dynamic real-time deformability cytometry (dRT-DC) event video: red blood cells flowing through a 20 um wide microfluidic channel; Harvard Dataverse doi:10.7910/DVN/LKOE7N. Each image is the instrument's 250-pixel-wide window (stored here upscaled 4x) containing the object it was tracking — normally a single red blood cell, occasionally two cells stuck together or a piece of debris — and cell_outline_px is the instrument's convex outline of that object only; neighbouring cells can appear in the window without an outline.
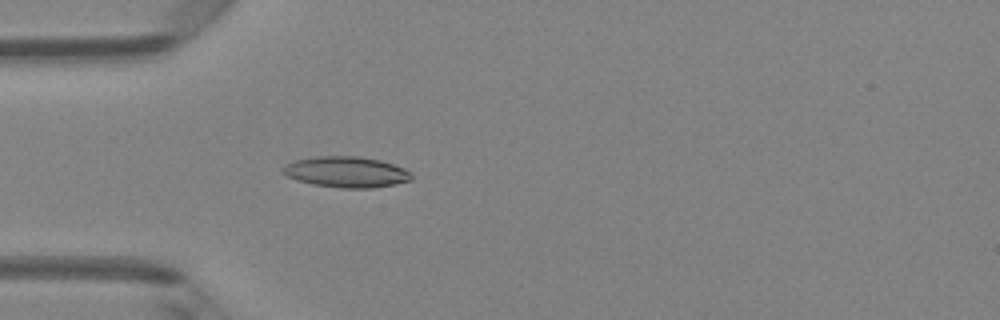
{"species": "Egyptian fruit bat (a non-hibernating species)", "species_latin": "Rousettus aegyptiacus", "temperature_condition": "room temperature", "stored_images_in_passage": 33, "camera_frame_rate_fps": 3000, "um_per_image_px": 0.085, "animal": {"sex": "female"}, "frame": {"image": 1, "passage_image": 2, "time_ms": 0.333, "image_size_px": [1000, 320], "cell_outline_px": [[412, 180], [396, 184], [372, 188], [340, 188], [312, 184], [296, 180], [288, 176], [284, 172], [284, 164], [296, 160], [316, 156], [360, 156], [380, 160], [404, 168], [412, 172]], "centroid_in_image_um": [29.47, 14.62], "position_along_channel_um": 55.5, "area_um2": 23.18}}
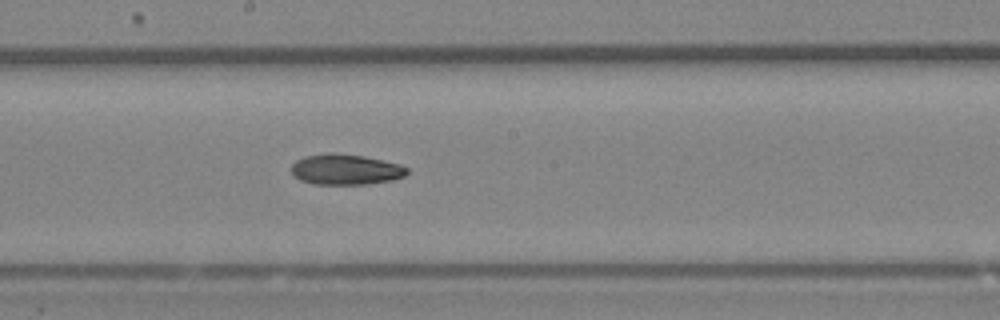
{"frame": {"image": 2, "passage_image": 14, "time_ms": 4.333, "image_size_px": [1000, 320], "cell_outline_px": [[408, 172], [404, 176], [392, 180], [368, 184], [312, 184], [300, 180], [292, 172], [292, 164], [296, 160], [304, 156], [328, 152], [336, 152], [364, 156], [400, 164], [408, 168]], "centroid_in_image_um": [29.37, 14.39], "position_along_channel_um": 218.8, "area_um2": 20.75}}
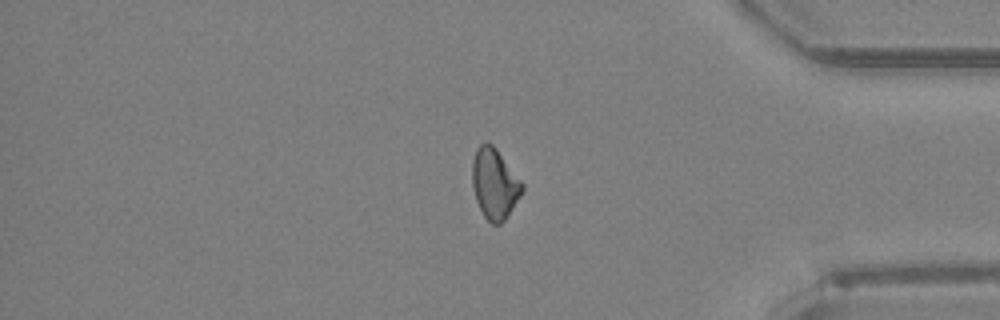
{"frame": {"image": 3, "passage_image": 28, "time_ms": 9.0, "image_size_px": [1000, 320], "cell_outline_px": [[524, 188], [520, 196], [504, 220], [500, 224], [492, 224], [484, 216], [476, 200], [472, 184], [472, 160], [476, 148], [480, 144], [492, 144], [496, 148], [524, 184]], "centroid_in_image_um": [42.03, 15.61], "position_along_channel_um": 393.2, "area_um2": 20.29}}